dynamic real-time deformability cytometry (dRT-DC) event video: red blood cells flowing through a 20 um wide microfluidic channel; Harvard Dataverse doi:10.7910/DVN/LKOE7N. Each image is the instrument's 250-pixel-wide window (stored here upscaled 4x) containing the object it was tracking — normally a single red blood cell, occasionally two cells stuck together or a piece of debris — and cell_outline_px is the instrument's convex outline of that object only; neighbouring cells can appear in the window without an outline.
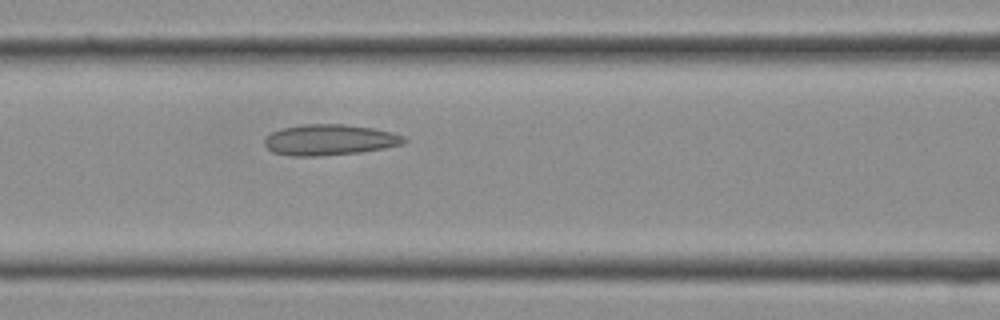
{"species": "Egyptian fruit bat (a non-hibernating species)", "species_latin": "Rousettus aegyptiacus", "temperature_condition": "cold", "stored_images_in_passage": 12, "camera_frame_rate_fps": 3000, "um_per_image_px": 0.085, "frame": {"image": 1, "passage_image": 12, "time_ms": 3.667, "image_size_px": [1000, 320], "cell_outline_px": [[408, 140], [404, 144], [384, 148], [360, 152], [320, 156], [292, 156], [272, 152], [264, 144], [264, 136], [280, 128], [304, 124], [344, 124], [372, 128], [392, 132], [404, 136]], "centroid_in_image_um": [28.0, 11.88], "position_along_channel_um": 138.6, "area_um2": 25.26}}